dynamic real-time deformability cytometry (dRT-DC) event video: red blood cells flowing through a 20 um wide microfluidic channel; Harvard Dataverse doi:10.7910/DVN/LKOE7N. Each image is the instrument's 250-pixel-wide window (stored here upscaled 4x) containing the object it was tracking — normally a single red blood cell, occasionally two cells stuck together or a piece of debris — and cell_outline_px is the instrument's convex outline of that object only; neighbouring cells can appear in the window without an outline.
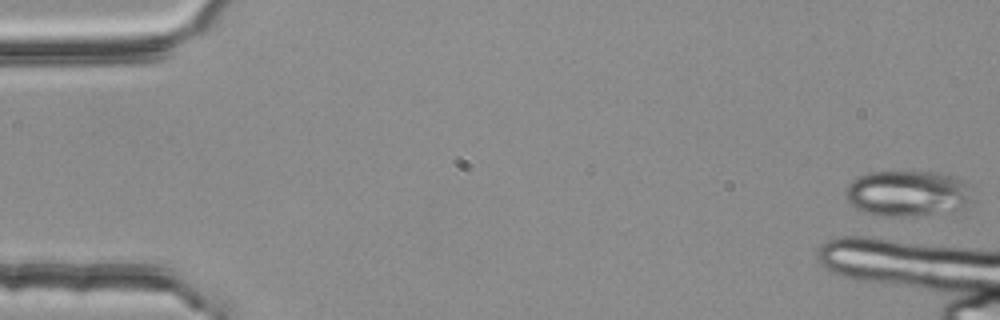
{"species": "common noctule bat (a hibernating species)", "species_latin": "Nyctalus noctula", "temperature_condition": "room temperature", "stored_images_in_passage": 4, "camera_frame_rate_fps": 3000, "um_per_image_px": 0.085, "animal": {"sex": "female", "body_mass_g": 25.1}, "frame": {"image": 1, "passage_image": 1, "time_ms": 0.0, "image_size_px": [1000, 320], "cell_outline_px": [[972, 200], [964, 216], [884, 216], [864, 212], [856, 208], [844, 196], [844, 192], [848, 184], [852, 180], [868, 172], [940, 172], [964, 180]], "centroid_in_image_um": [77.28, 16.51], "position_along_channel_um": 7.7, "area_um2": 35.43}}